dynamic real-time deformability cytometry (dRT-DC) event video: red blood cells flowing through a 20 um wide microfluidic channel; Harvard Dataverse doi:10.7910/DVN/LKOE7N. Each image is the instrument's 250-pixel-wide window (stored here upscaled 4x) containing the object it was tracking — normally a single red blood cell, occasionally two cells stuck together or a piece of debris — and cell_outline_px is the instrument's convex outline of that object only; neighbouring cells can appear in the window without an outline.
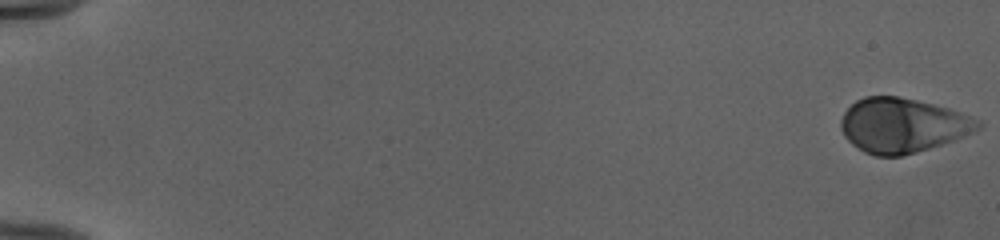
{"species": "human", "species_latin": "Homo sapiens", "temperature_condition": "cold", "stored_images_in_passage": 53, "camera_frame_rate_fps": 3000, "um_per_image_px": 0.085, "donor": {"sex": "female"}, "frame": {"image": 1, "passage_image": 1, "time_ms": 0.0, "image_size_px": [1000, 240], "cell_outline_px": [[984, 124], [976, 132], [956, 140], [916, 152], [900, 156], [876, 156], [864, 152], [852, 144], [844, 136], [840, 128], [840, 120], [844, 112], [856, 100], [864, 96], [896, 96], [916, 100], [948, 108], [960, 112], [980, 120]], "centroid_in_image_um": [76.73, 10.66], "position_along_channel_um": 8.3, "area_um2": 43.75}}
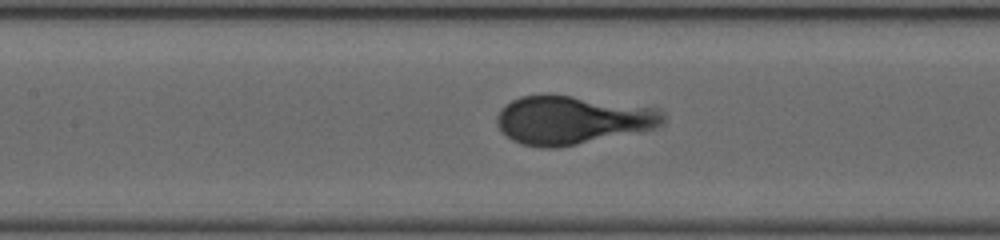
{"frame": {"image": 2, "passage_image": 27, "time_ms": 8.667, "image_size_px": [1000, 240], "cell_outline_px": [[660, 124], [652, 128], [576, 144], [556, 148], [540, 148], [520, 144], [512, 140], [496, 124], [496, 116], [500, 108], [504, 104], [520, 96], [544, 92], [572, 96], [644, 112], [660, 116]], "centroid_in_image_um": [48.21, 10.23], "position_along_channel_um": 159.2, "area_um2": 44.27}}
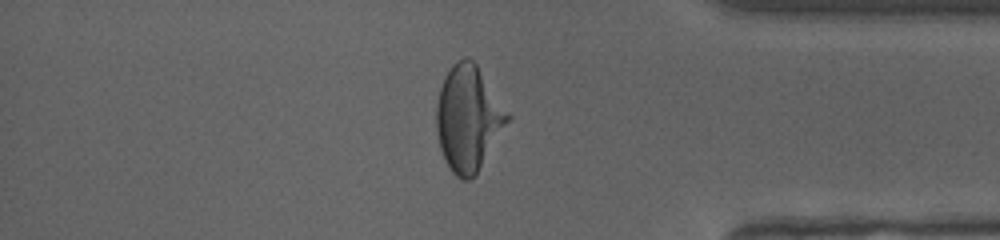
{"frame": {"image": 3, "passage_image": 46, "time_ms": 15.0, "image_size_px": [1000, 240], "cell_outline_px": [[512, 116], [476, 176], [472, 180], [464, 180], [456, 176], [452, 172], [444, 160], [440, 148], [436, 128], [436, 104], [440, 88], [452, 64], [456, 60], [464, 56], [468, 56], [476, 64]], "centroid_in_image_um": [39.81, 10.08], "position_along_channel_um": 395.4, "area_um2": 43.87}}